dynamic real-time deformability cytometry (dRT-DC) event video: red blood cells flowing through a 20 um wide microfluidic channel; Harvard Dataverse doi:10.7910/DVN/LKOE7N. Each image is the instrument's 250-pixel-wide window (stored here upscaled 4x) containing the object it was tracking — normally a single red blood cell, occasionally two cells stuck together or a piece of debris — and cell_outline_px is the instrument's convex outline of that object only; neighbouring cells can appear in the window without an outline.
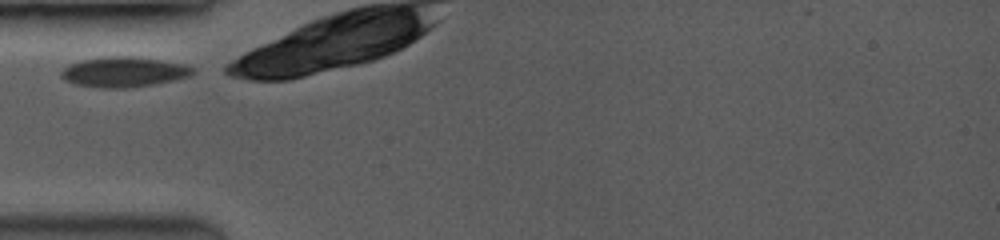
{"species": "common noctule bat (a hibernating species)", "species_latin": "Nyctalus noctula", "temperature_condition": "room temperature", "stored_images_in_passage": 14, "camera_frame_rate_fps": 3500, "um_per_image_px": 0.085, "animal": {"sex": "female", "body_mass_g": 19.0, "forearm_length_mm": 53.3}, "frame": {"image": 1, "passage_image": 1, "time_ms": 0.0, "image_size_px": [1000, 240], "cell_outline_px": [[196, 72], [188, 76], [172, 80], [152, 84], [124, 88], [100, 88], [76, 84], [64, 80], [60, 76], [60, 72], [68, 64], [80, 60], [104, 56], [136, 56], [184, 64], [196, 68]], "centroid_in_image_um": [10.49, 6.1], "position_along_channel_um": 74.5, "area_um2": 23.24}}
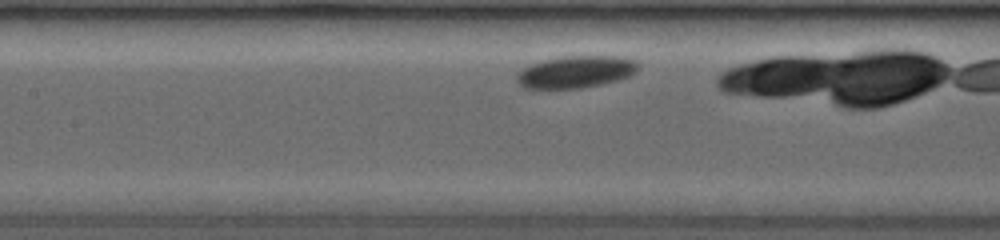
{"frame": {"image": 2, "passage_image": 8, "time_ms": 2.286, "image_size_px": [1000, 240], "cell_outline_px": [[640, 68], [636, 72], [628, 76], [616, 80], [600, 84], [580, 88], [524, 88], [516, 80], [516, 72], [532, 64], [544, 60], [564, 56], [624, 56], [636, 60], [640, 64]], "centroid_in_image_um": [48.98, 6.09], "position_along_channel_um": 158.4, "area_um2": 22.72}}